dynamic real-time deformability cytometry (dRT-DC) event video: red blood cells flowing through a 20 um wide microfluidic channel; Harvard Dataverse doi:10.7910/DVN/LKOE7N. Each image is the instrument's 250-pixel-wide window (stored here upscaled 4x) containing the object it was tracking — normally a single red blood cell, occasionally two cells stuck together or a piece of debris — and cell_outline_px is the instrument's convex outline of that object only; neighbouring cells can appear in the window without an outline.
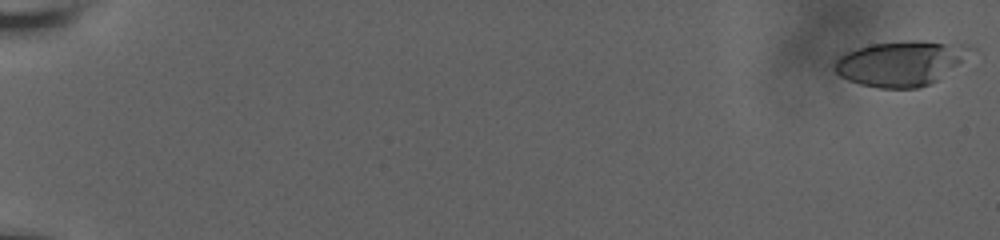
{"species": "human", "species_latin": "Homo sapiens", "temperature_condition": "room temperature", "stored_images_in_passage": 60, "camera_frame_rate_fps": 3000, "um_per_image_px": 0.085, "donor": {"sex": "male"}, "frame": {"image": 1, "passage_image": 1, "time_ms": 0.0, "image_size_px": [1000, 240], "cell_outline_px": [[968, 48], [960, 60], [956, 64], [936, 80], [920, 88], [880, 88], [860, 84], [848, 80], [840, 76], [836, 72], [836, 60], [840, 56], [856, 48], [872, 44], [916, 40], [968, 44]], "centroid_in_image_um": [76.48, 5.38], "position_along_channel_um": 8.5, "area_um2": 34.51}}
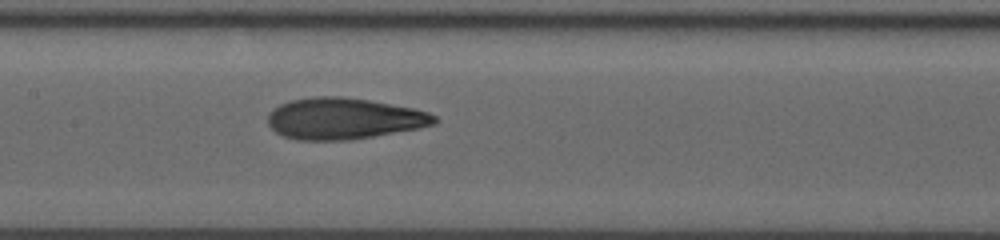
{"frame": {"image": 2, "passage_image": 33, "time_ms": 10.667, "image_size_px": [1000, 240], "cell_outline_px": [[440, 120], [436, 124], [416, 128], [372, 136], [348, 140], [296, 140], [284, 136], [276, 132], [268, 124], [268, 112], [280, 104], [292, 100], [312, 96], [344, 96], [368, 100], [412, 108], [428, 112], [436, 116]], "centroid_in_image_um": [29.2, 10.07], "position_along_channel_um": 178.2, "area_um2": 40.0}}
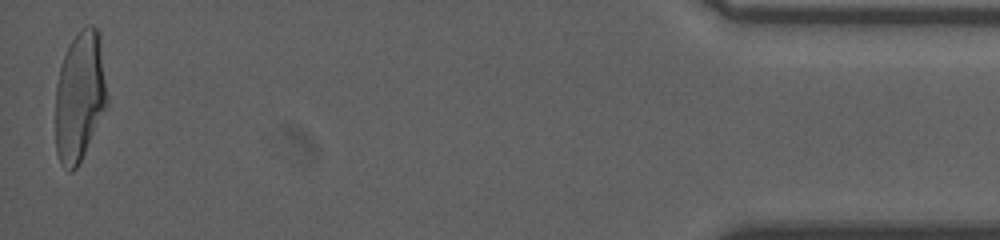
{"frame": {"image": 3, "passage_image": 60, "time_ms": 19.667, "image_size_px": [1000, 240], "cell_outline_px": [[108, 104], [76, 168], [72, 172], [68, 172], [60, 160], [56, 152], [56, 84], [60, 68], [68, 44], [88, 24], [92, 24], [100, 32], [108, 96]], "centroid_in_image_um": [6.8, 8.16], "position_along_channel_um": 428.4, "area_um2": 39.07}, "authors_computed_cell_mechanics": {"area_um2": 38.5526, "velocity_mm_per_s": 3.6717, "shape_relaxation_time_tau1_ms": 6.0294, "shape_relaxation_time_tau2_ms": 1.2356, "deformation_change_tau1": 0.2232, "deformation_change_tau2": 0.0911}}